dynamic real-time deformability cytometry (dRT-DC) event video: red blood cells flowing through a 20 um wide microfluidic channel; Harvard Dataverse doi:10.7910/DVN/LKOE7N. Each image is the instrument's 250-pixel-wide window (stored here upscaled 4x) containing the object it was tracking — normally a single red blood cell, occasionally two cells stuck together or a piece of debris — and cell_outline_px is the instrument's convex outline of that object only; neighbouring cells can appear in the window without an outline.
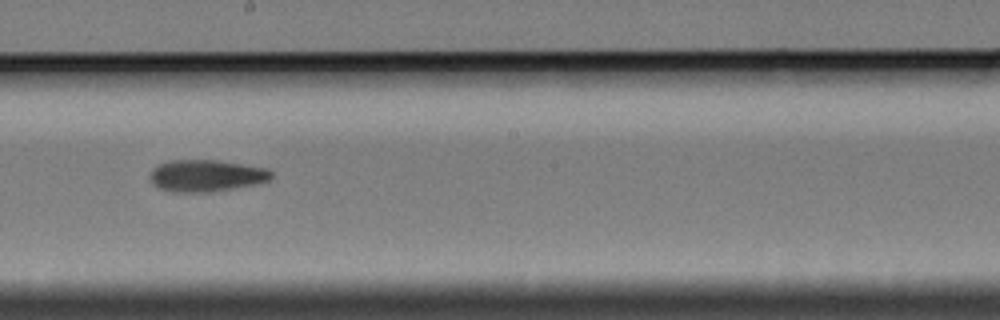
{"species": "Egyptian fruit bat (a non-hibernating species)", "species_latin": "Rousettus aegyptiacus", "temperature_condition": "cold", "stored_images_in_passage": 12, "camera_frame_rate_fps": 3000, "um_per_image_px": 0.085, "animal": {"sex": "female"}, "frame": {"image": 1, "passage_image": 9, "time_ms": 11.0, "image_size_px": [1000, 320], "cell_outline_px": [[272, 176], [268, 180], [252, 184], [232, 188], [208, 192], [172, 192], [160, 188], [152, 184], [152, 168], [168, 160], [216, 160], [268, 168], [272, 172]], "centroid_in_image_um": [17.51, 14.92], "position_along_channel_um": 230.7, "area_um2": 22.2}}
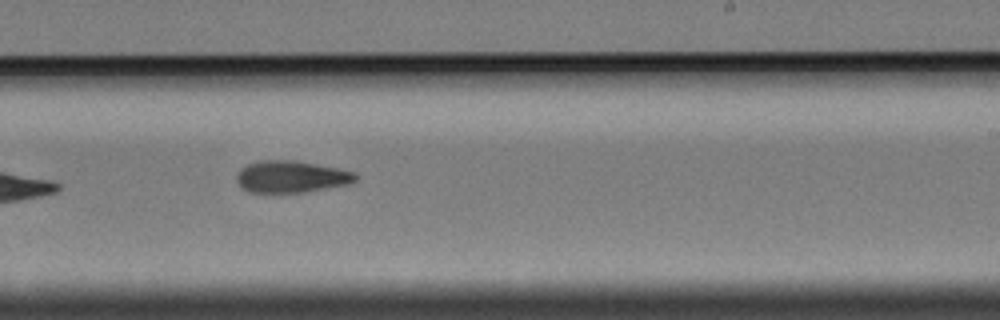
{"frame": {"image": 2, "passage_image": 10, "time_ms": 12.0, "image_size_px": [1000, 320], "cell_outline_px": [[356, 180], [348, 184], [304, 192], [248, 192], [240, 188], [236, 180], [236, 176], [240, 168], [248, 164], [260, 160], [296, 160], [356, 172]], "centroid_in_image_um": [24.7, 15.01], "position_along_channel_um": 264.3, "area_um2": 22.08}}
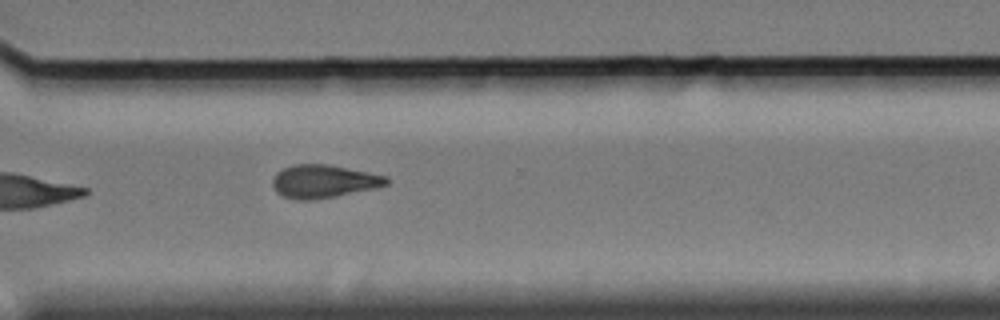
{"frame": {"image": 3, "passage_image": 12, "time_ms": 14.333, "image_size_px": [1000, 320], "cell_outline_px": [[388, 184], [372, 188], [336, 196], [312, 200], [296, 200], [284, 196], [276, 192], [272, 184], [272, 180], [276, 172], [292, 164], [328, 164], [368, 172], [384, 176], [388, 180]], "centroid_in_image_um": [27.44, 15.41], "position_along_channel_um": 343.2, "area_um2": 21.73}}